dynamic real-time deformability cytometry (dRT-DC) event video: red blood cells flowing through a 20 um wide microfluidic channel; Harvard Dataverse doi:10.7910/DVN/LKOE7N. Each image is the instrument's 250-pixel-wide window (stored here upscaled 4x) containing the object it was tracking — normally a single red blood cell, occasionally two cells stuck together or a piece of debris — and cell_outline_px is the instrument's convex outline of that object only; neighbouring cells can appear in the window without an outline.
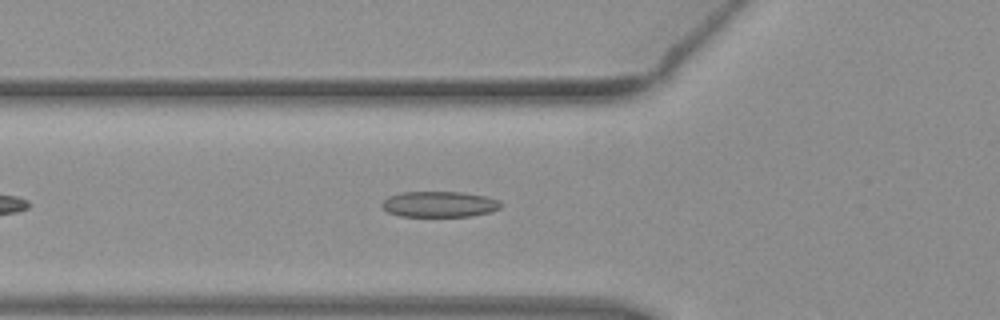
{"species": "common noctule bat (a hibernating species)", "species_latin": "Nyctalus noctula", "temperature_condition": "warm", "stored_images_in_passage": 40, "camera_frame_rate_fps": 3000, "um_per_image_px": 0.085, "animal": {"sex": "female", "body_mass_g": 19.3, "forearm_length_mm": 54.1}, "frame": {"image": 1, "passage_image": 8, "time_ms": 2.333, "image_size_px": [1000, 320], "cell_outline_px": [[500, 208], [492, 212], [472, 216], [400, 216], [388, 212], [380, 204], [388, 196], [400, 192], [460, 192], [484, 196], [500, 200]], "centroid_in_image_um": [37.34, 17.36], "position_along_channel_um": 88.5, "area_um2": 17.86}}
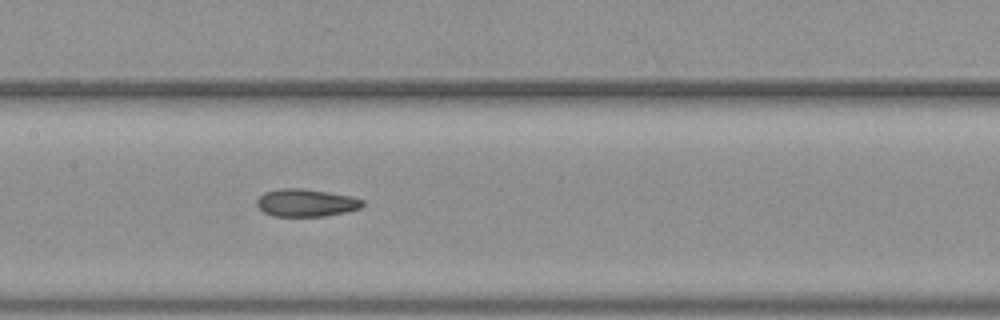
{"frame": {"image": 2, "passage_image": 15, "time_ms": 4.667, "image_size_px": [1000, 320], "cell_outline_px": [[364, 204], [360, 208], [344, 212], [324, 216], [272, 216], [264, 212], [256, 204], [256, 200], [264, 192], [276, 188], [300, 188], [328, 192], [352, 196], [364, 200]], "centroid_in_image_um": [25.99, 17.23], "position_along_channel_um": 181.4, "area_um2": 17.05}}
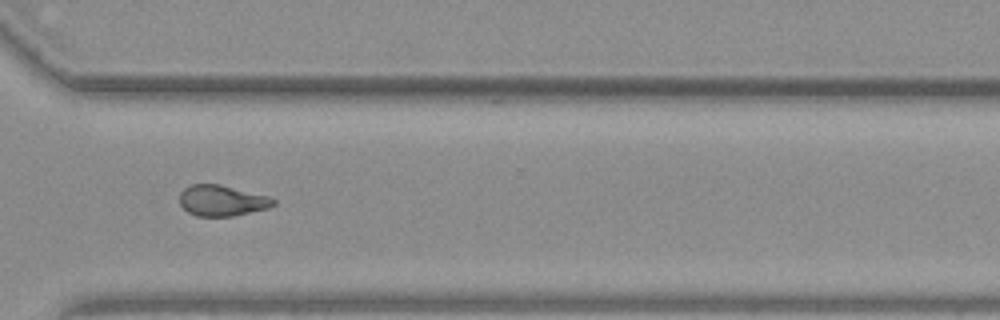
{"frame": {"image": 3, "passage_image": 28, "time_ms": 9.0, "image_size_px": [1000, 320], "cell_outline_px": [[276, 204], [268, 208], [232, 216], [196, 216], [188, 212], [180, 204], [180, 192], [184, 188], [192, 184], [220, 184], [268, 196], [276, 200]], "centroid_in_image_um": [18.86, 17.04], "position_along_channel_um": 351.7, "area_um2": 16.82}, "authors_computed_cell_mechanics": {"area_um2": 17.1955, "velocity_mm_per_s": 3.9474, "shape_relaxation_time_tau1_ms": null, "shape_relaxation_time_tau2_ms": 2.3885, "deformation_change_tau1": null, "deformation_change_tau2": 0.098}}